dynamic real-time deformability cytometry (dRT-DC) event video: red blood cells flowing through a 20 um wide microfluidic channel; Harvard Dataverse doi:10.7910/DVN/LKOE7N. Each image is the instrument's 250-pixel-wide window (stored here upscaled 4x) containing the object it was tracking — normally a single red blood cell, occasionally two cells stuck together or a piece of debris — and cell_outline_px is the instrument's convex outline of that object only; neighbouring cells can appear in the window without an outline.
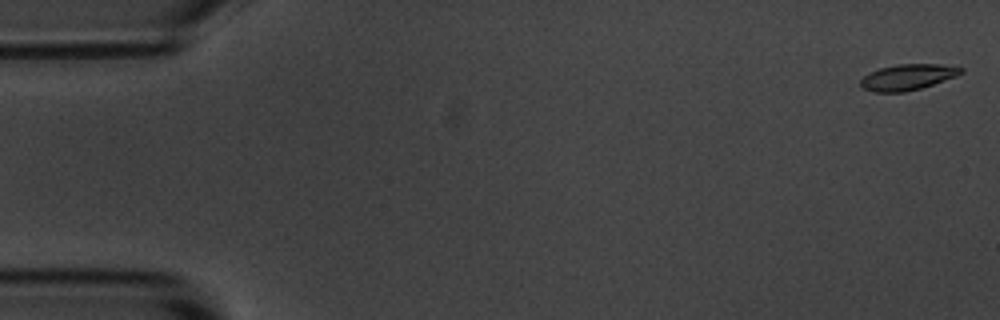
{"species": "common noctule bat (a hibernating species)", "species_latin": "Nyctalus noctula", "temperature_condition": "room temperature", "stored_images_in_passage": 57, "camera_frame_rate_fps": 3000, "um_per_image_px": 0.085, "animal": {"sex": "male", "body_mass_g": 20.1, "forearm_length_mm": 53.5}, "frame": {"image": 1, "passage_image": 2, "time_ms": 0.333, "image_size_px": [1000, 320], "cell_outline_px": [[964, 72], [956, 76], [920, 88], [904, 92], [872, 92], [864, 88], [860, 84], [860, 80], [864, 76], [880, 68], [896, 64], [940, 64], [964, 68]], "centroid_in_image_um": [77.15, 6.55], "position_along_channel_um": 7.8, "area_um2": 14.97}}
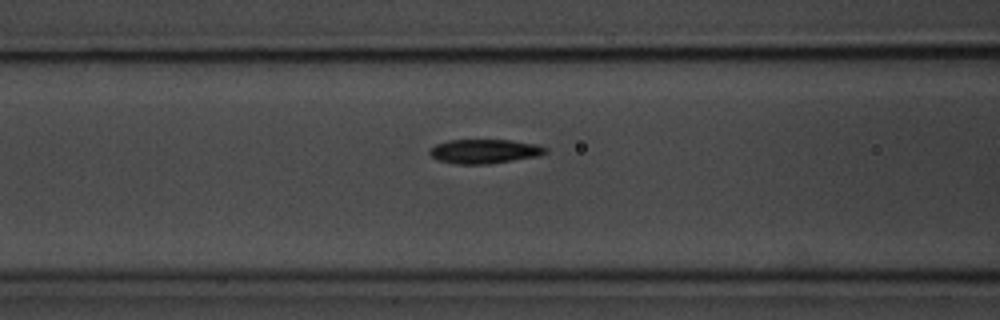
{"frame": {"image": 2, "passage_image": 23, "time_ms": 7.333, "image_size_px": [1000, 320], "cell_outline_px": [[548, 152], [536, 156], [488, 164], [456, 164], [440, 160], [432, 156], [428, 152], [436, 144], [448, 140], [512, 140], [536, 144], [548, 148]], "centroid_in_image_um": [41.19, 12.85], "position_along_channel_um": 125.4, "area_um2": 16.18}}
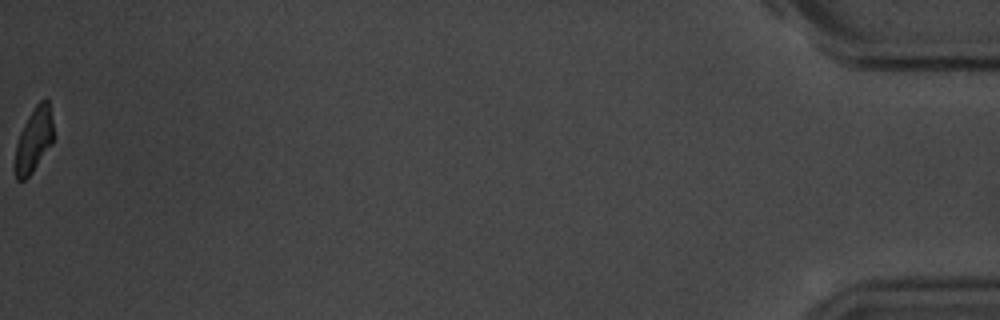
{"frame": {"image": 3, "passage_image": 57, "time_ms": 18.667, "image_size_px": [1000, 320], "cell_outline_px": [[56, 136], [52, 144], [32, 172], [24, 180], [16, 180], [12, 168], [16, 144], [20, 132], [28, 116], [36, 104], [40, 100], [48, 100]], "centroid_in_image_um": [2.86, 11.93], "position_along_channel_um": 432.3, "area_um2": 14.91}, "authors_computed_cell_mechanics": {"area_um2": 16.184, "velocity_mm_per_s": 3.599, "shape_relaxation_time_tau1_ms": 3.3348, "shape_relaxation_time_tau2_ms": 2.4311, "deformation_change_tau1": 0.1745, "deformation_change_tau2": 0.0809}}